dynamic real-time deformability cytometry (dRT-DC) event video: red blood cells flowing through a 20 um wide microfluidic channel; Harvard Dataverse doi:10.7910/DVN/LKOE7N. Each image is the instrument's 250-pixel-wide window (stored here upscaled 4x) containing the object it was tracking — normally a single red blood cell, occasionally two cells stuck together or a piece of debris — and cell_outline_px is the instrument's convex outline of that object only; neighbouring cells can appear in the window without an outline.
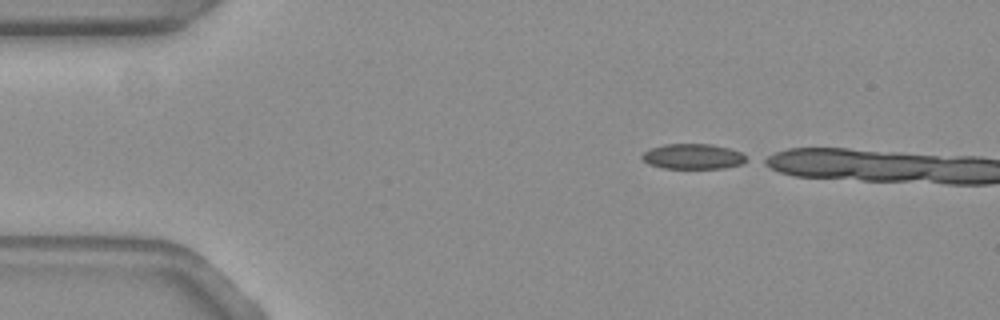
{"species": "common noctule bat (a hibernating species)", "species_latin": "Nyctalus noctula", "temperature_condition": "warm", "stored_images_in_passage": 4, "camera_frame_rate_fps": 3000, "um_per_image_px": 0.085, "animal": {"sex": "female", "body_mass_g": 19.3, "forearm_length_mm": 54.1}, "frame": {"image": 1, "passage_image": 1, "time_ms": 0.0, "image_size_px": [1000, 320], "cell_outline_px": [[748, 160], [740, 164], [724, 168], [664, 168], [648, 164], [640, 156], [644, 152], [652, 148], [664, 144], [708, 144], [728, 148], [740, 152]], "centroid_in_image_um": [58.88, 13.3], "position_along_channel_um": 26.1, "area_um2": 15.14}}